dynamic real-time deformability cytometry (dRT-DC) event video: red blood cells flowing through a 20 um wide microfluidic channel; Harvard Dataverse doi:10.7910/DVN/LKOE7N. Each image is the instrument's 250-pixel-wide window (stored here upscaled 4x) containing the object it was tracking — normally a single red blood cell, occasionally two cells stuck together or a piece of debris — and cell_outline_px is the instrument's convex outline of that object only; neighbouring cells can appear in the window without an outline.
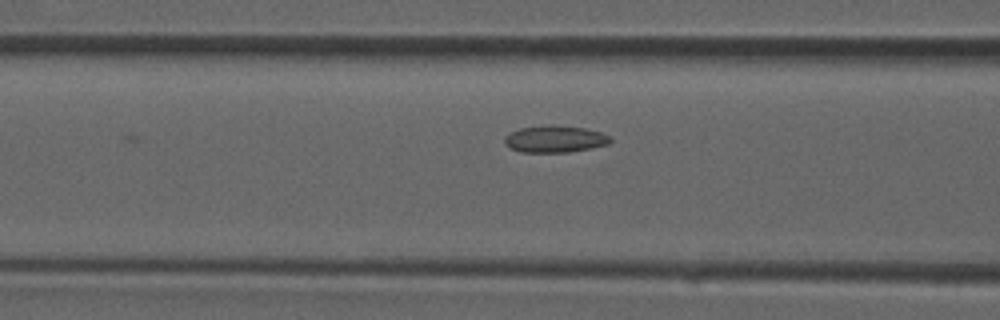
{"species": "common noctule bat (a hibernating species)", "species_latin": "Nyctalus noctula", "temperature_condition": "room temperature", "stored_images_in_passage": 11, "camera_frame_rate_fps": 3000, "um_per_image_px": 0.085, "animal": {"sex": "male", "forearm_length_mm": 52.5}, "frame": {"image": 1, "passage_image": 7, "time_ms": 2.0, "image_size_px": [1000, 320], "cell_outline_px": [[612, 140], [608, 144], [592, 148], [568, 152], [520, 152], [504, 144], [504, 136], [520, 128], [584, 128], [600, 132], [608, 136]], "centroid_in_image_um": [47.17, 11.88], "position_along_channel_um": 119.4, "area_um2": 15.61}}
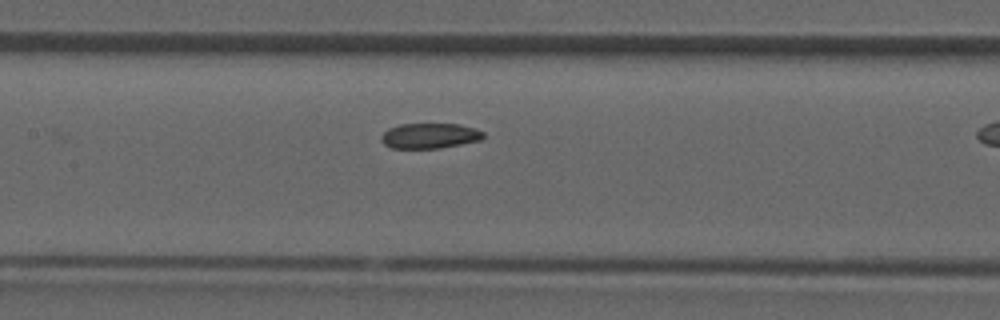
{"frame": {"image": 2, "passage_image": 10, "time_ms": 3.0, "image_size_px": [1000, 320], "cell_outline_px": [[484, 136], [480, 140], [440, 148], [392, 148], [384, 144], [380, 140], [380, 136], [388, 128], [400, 124], [460, 124], [484, 132]], "centroid_in_image_um": [36.48, 11.54], "position_along_channel_um": 170.9, "area_um2": 14.97}}